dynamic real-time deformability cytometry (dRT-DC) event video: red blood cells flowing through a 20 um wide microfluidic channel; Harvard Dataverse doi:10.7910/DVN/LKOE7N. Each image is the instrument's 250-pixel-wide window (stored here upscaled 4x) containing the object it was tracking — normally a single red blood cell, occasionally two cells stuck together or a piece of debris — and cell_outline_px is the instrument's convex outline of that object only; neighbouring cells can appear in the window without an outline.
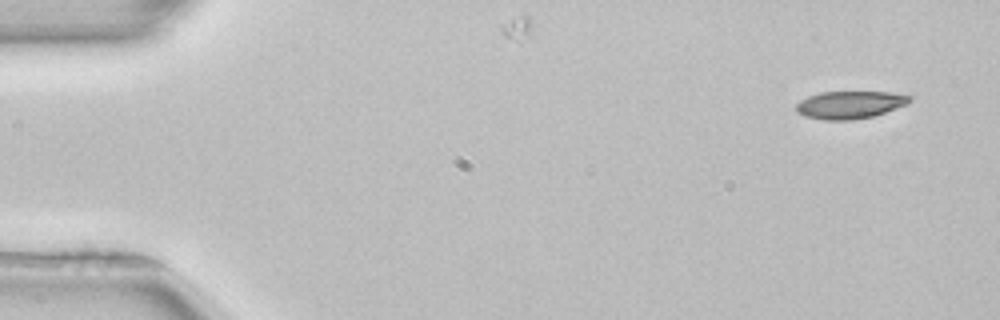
{"species": "common noctule bat (a hibernating species)", "species_latin": "Nyctalus noctula", "temperature_condition": "room temperature", "stored_images_in_passage": 50, "camera_frame_rate_fps": 3000, "um_per_image_px": 0.085, "animal": {"sex": "female", "body_mass_g": 22.7, "forearm_length_mm": 54.2}, "frame": {"image": 1, "passage_image": 1, "time_ms": 0.0, "image_size_px": [1000, 320], "cell_outline_px": [[912, 100], [908, 104], [872, 116], [852, 120], [824, 120], [804, 116], [796, 112], [796, 104], [800, 100], [808, 96], [820, 92], [888, 92], [912, 96]], "centroid_in_image_um": [72.22, 8.9], "position_along_channel_um": 12.8, "area_um2": 18.26}}
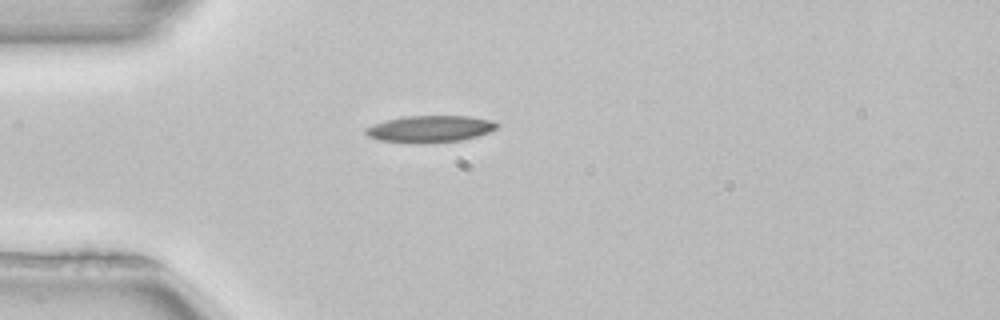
{"frame": {"image": 2, "passage_image": 12, "time_ms": 3.667, "image_size_px": [1000, 320], "cell_outline_px": [[500, 124], [496, 128], [488, 132], [476, 136], [460, 140], [420, 144], [380, 140], [368, 136], [364, 132], [364, 128], [388, 120], [404, 116], [468, 116], [492, 120]], "centroid_in_image_um": [36.55, 10.96], "position_along_channel_um": 48.4, "area_um2": 20.35}}
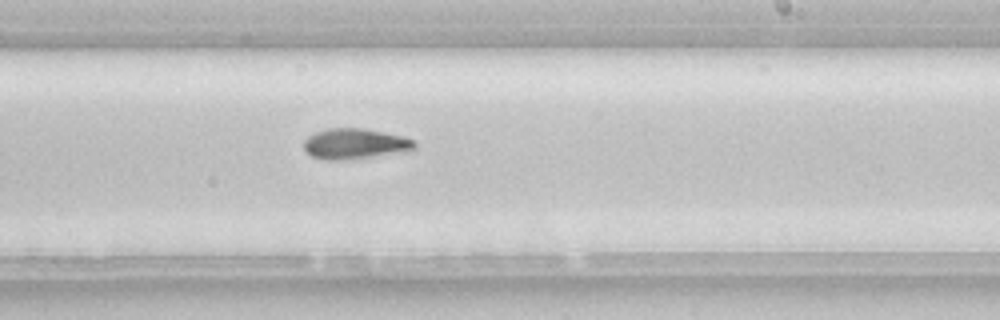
{"frame": {"image": 3, "passage_image": 29, "time_ms": 9.333, "image_size_px": [1000, 320], "cell_outline_px": [[416, 148], [412, 152], [344, 160], [324, 160], [312, 156], [304, 148], [304, 140], [308, 136], [316, 132], [328, 128], [360, 128], [404, 136], [416, 140]], "centroid_in_image_um": [30.25, 12.24], "position_along_channel_um": 258.8, "area_um2": 20.06}, "authors_computed_cell_mechanics": {"area_um2": 19.1896, "velocity_mm_per_s": 3.979, "shape_relaxation_time_tau1_ms": 5.758, "shape_relaxation_time_tau2_ms": null, "deformation_change_tau1": 0.184, "deformation_change_tau2": null}}